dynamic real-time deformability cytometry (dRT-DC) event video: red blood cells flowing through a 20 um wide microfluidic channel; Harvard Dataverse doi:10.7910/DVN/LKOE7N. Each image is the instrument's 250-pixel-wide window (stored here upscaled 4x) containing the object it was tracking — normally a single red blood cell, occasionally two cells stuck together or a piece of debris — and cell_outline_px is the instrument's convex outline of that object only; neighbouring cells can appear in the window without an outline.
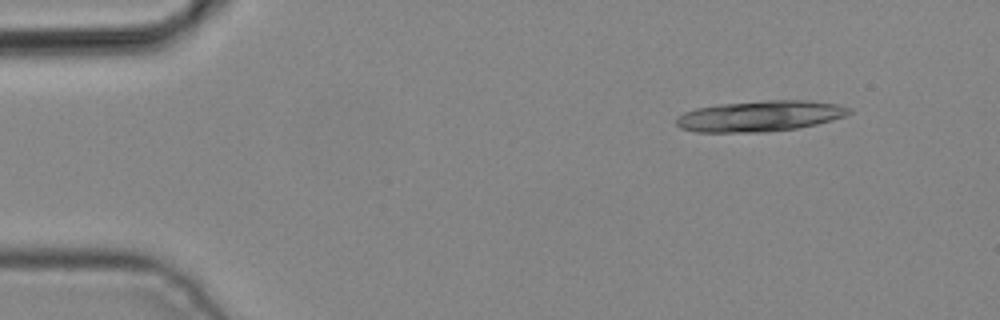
{"species": "common noctule bat (a hibernating species)", "species_latin": "Nyctalus noctula", "temperature_condition": "cold", "stored_images_in_passage": 3, "camera_frame_rate_fps": 3000, "um_per_image_px": 0.085, "animal": {"sex": "male", "body_mass_g": 19.2, "forearm_length_mm": 51.8}, "frame": {"image": 1, "passage_image": 1, "time_ms": 0.0, "image_size_px": [1000, 320], "cell_outline_px": [[852, 112], [848, 116], [816, 124], [796, 128], [764, 132], [696, 132], [680, 128], [676, 124], [676, 116], [684, 112], [696, 108], [720, 104], [768, 100], [808, 100], [836, 104], [852, 108]], "centroid_in_image_um": [64.61, 9.86], "position_along_channel_um": 20.4, "area_um2": 31.15}}
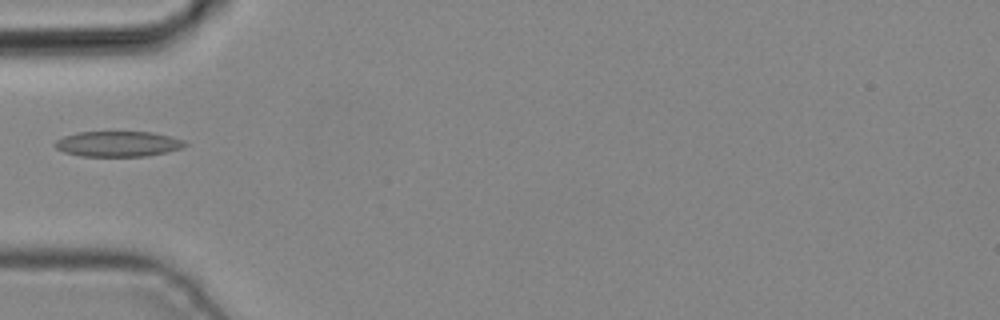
{"frame": {"image": 2, "passage_image": 3, "time_ms": 0.667, "image_size_px": [1000, 320], "cell_outline_px": [[188, 144], [184, 148], [168, 152], [148, 156], [80, 156], [64, 152], [56, 148], [52, 144], [56, 140], [64, 136], [76, 132], [152, 132], [184, 140]], "centroid_in_image_um": [10.03, 12.23], "position_along_channel_um": 75.0, "area_um2": 19.42}}